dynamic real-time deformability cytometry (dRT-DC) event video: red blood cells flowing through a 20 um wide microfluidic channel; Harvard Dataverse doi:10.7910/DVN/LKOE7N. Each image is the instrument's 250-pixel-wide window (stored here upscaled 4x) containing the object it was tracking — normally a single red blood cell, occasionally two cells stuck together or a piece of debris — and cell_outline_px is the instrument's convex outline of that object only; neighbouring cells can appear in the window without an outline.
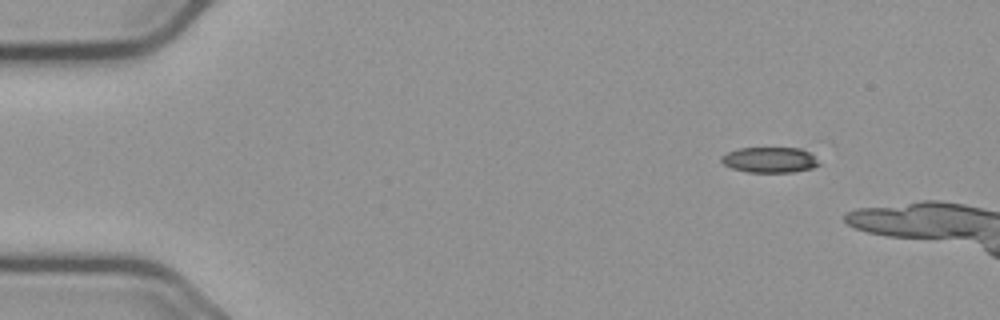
{"species": "common noctule bat (a hibernating species)", "species_latin": "Nyctalus noctula", "temperature_condition": "cold", "stored_images_in_passage": 41, "camera_frame_rate_fps": 3000, "um_per_image_px": 0.085, "animal": {"sex": "male", "body_mass_g": 23.1, "forearm_length_mm": 52.7}, "frame": {"image": 1, "passage_image": 1, "time_ms": 0.0, "image_size_px": [1000, 320], "cell_outline_px": [[820, 164], [812, 168], [792, 172], [748, 172], [732, 168], [724, 164], [720, 160], [720, 156], [728, 152], [740, 148], [800, 148], [808, 152]], "centroid_in_image_um": [65.39, 13.59], "position_along_channel_um": 19.6, "area_um2": 14.33}}